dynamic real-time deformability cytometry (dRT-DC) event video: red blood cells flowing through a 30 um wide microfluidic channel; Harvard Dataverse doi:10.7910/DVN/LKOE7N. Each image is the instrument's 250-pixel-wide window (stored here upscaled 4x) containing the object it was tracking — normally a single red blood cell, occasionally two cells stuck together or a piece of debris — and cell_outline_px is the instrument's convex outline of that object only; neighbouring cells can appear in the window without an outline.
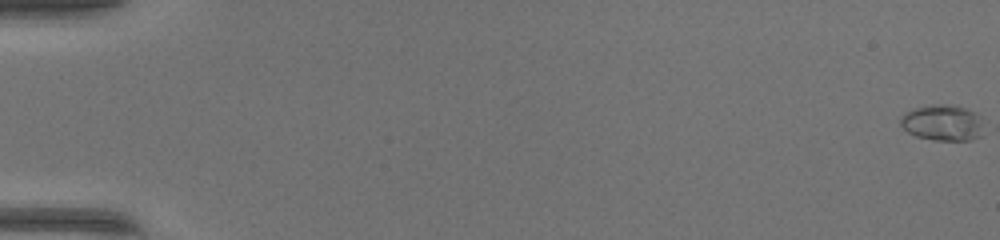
{"species": "common noctule bat (a hibernating species)", "species_latin": "Nyctalus noctula", "temperature_condition": "warm", "stored_images_in_passage": 52, "camera_frame_rate_fps": 3000, "um_per_image_px": 0.085, "animal": {"sex": "female", "body_mass_g": 17.0, "forearm_length_mm": 48.0}, "frame": {"image": 1, "passage_image": 1, "time_ms": 0.0, "image_size_px": [1000, 240], "cell_outline_px": [[980, 136], [972, 140], [936, 140], [916, 136], [908, 132], [900, 124], [900, 120], [908, 112], [916, 108], [936, 104], [948, 104], [968, 108], [980, 116]], "centroid_in_image_um": [80.13, 10.43], "position_along_channel_um": 4.9, "area_um2": 17.05}}
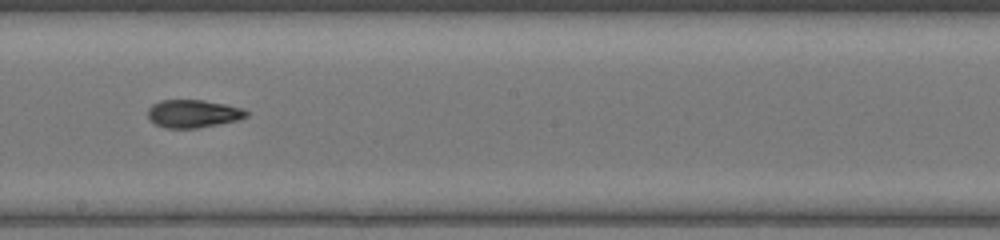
{"frame": {"image": 2, "passage_image": 31, "time_ms": 10.0, "image_size_px": [1000, 240], "cell_outline_px": [[248, 116], [240, 120], [196, 128], [164, 128], [156, 124], [148, 116], [148, 108], [152, 104], [160, 100], [204, 100], [244, 108], [248, 112]], "centroid_in_image_um": [16.44, 9.66], "position_along_channel_um": 231.8, "area_um2": 16.07}}
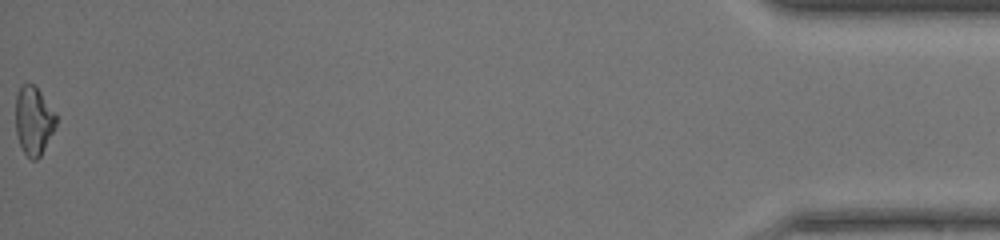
{"frame": {"image": 3, "passage_image": 52, "time_ms": 17.0, "image_size_px": [1000, 240], "cell_outline_px": [[56, 124], [40, 156], [36, 160], [32, 160], [24, 152], [20, 144], [16, 132], [16, 96], [20, 88], [24, 84], [32, 84], [40, 92], [56, 112]], "centroid_in_image_um": [2.86, 10.25], "position_along_channel_um": 432.3, "area_um2": 15.78}, "authors_computed_cell_mechanics": {"area_um2": 16.3574, "velocity_mm_per_s": 4.2435, "shape_relaxation_time_tau1_ms": 3.1196, "shape_relaxation_time_tau2_ms": 2.518, "deformation_change_tau1": 0.1484, "deformation_change_tau2": 0.0576}}